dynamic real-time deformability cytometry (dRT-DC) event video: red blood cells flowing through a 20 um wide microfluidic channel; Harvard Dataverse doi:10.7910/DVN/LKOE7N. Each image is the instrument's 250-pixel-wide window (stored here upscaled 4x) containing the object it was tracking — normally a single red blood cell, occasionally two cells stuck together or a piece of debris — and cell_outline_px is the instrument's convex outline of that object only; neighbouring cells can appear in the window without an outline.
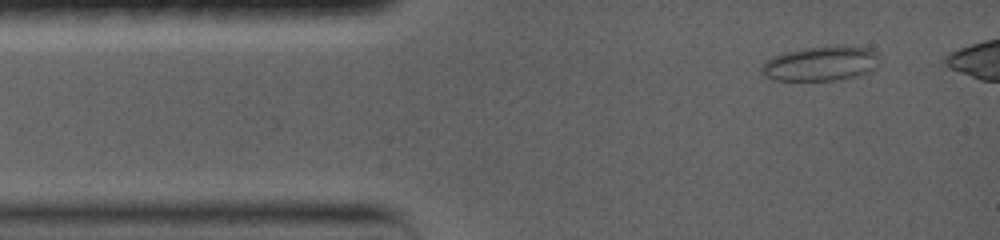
{"species": "common noctule bat (a hibernating species)", "species_latin": "Nyctalus noctula", "temperature_condition": "warm", "stored_images_in_passage": 41, "camera_frame_rate_fps": 5000, "um_per_image_px": 0.085, "animal": {"sex": "female", "body_mass_g": 19.0, "forearm_length_mm": 56.7}, "frame": {"image": 1, "passage_image": 1, "time_ms": 0.0, "image_size_px": [1000, 240], "cell_outline_px": [[880, 52], [872, 68], [868, 72], [856, 76], [836, 80], [772, 80], [764, 76], [760, 68], [772, 56], [784, 52], [804, 48], [836, 44], [868, 48]], "centroid_in_image_um": [69.74, 5.38], "position_along_channel_um": 15.3, "area_um2": 23.87}}
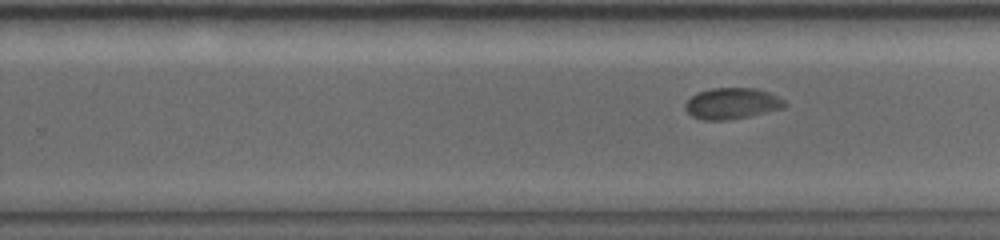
{"frame": {"image": 2, "passage_image": 27, "time_ms": 8.2, "image_size_px": [1000, 240], "cell_outline_px": [[784, 108], [744, 116], [720, 120], [704, 120], [692, 116], [684, 108], [684, 104], [696, 92], [712, 88], [756, 88], [768, 92], [784, 100]], "centroid_in_image_um": [62.16, 8.77], "position_along_channel_um": 267.6, "area_um2": 17.63}}
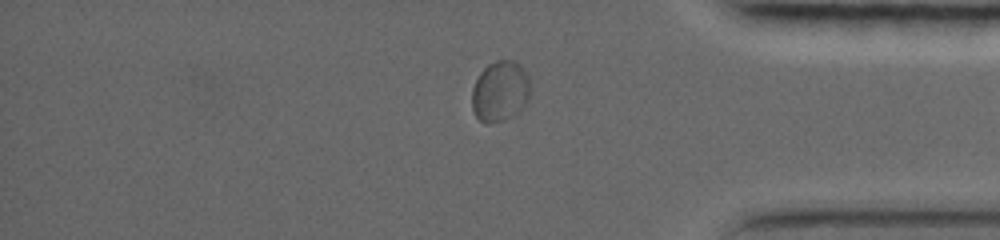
{"frame": {"image": 3, "passage_image": 40, "time_ms": 12.0, "image_size_px": [1000, 240], "cell_outline_px": [[528, 96], [496, 120], [480, 120], [476, 116], [472, 108], [472, 88], [480, 72], [488, 64], [496, 60], [512, 60], [520, 64], [528, 76]], "centroid_in_image_um": [42.41, 7.59], "position_along_channel_um": 392.8, "area_um2": 18.79}}